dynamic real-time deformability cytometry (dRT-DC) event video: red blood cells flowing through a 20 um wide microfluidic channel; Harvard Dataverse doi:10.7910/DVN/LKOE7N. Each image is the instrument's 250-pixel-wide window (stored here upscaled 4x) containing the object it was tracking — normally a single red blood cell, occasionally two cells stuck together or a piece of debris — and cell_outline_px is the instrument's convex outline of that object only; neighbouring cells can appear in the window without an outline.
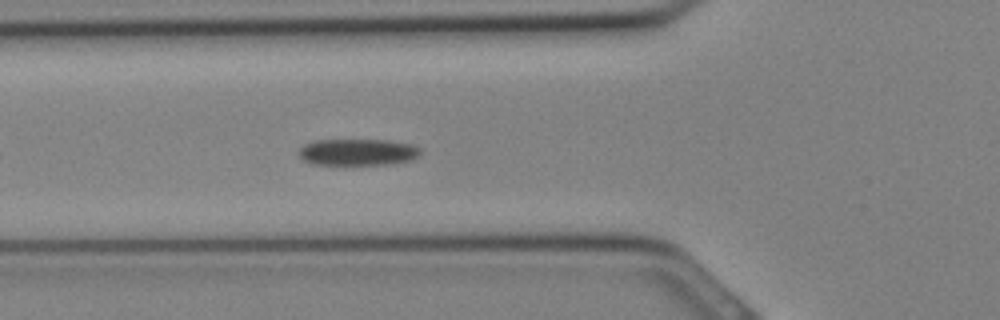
{"species": "Egyptian fruit bat (a non-hibernating species)", "species_latin": "Rousettus aegyptiacus", "temperature_condition": "cold", "stored_images_in_passage": 15, "camera_frame_rate_fps": 3000, "um_per_image_px": 0.085, "animal": {"sex": "female"}, "frame": {"image": 1, "passage_image": 5, "time_ms": 1.333, "image_size_px": [1000, 320], "cell_outline_px": [[420, 152], [416, 156], [408, 160], [388, 164], [312, 164], [304, 160], [300, 156], [300, 148], [304, 144], [312, 140], [384, 140], [412, 144], [420, 148]], "centroid_in_image_um": [30.37, 12.92], "position_along_channel_um": 95.4, "area_um2": 18.55}}
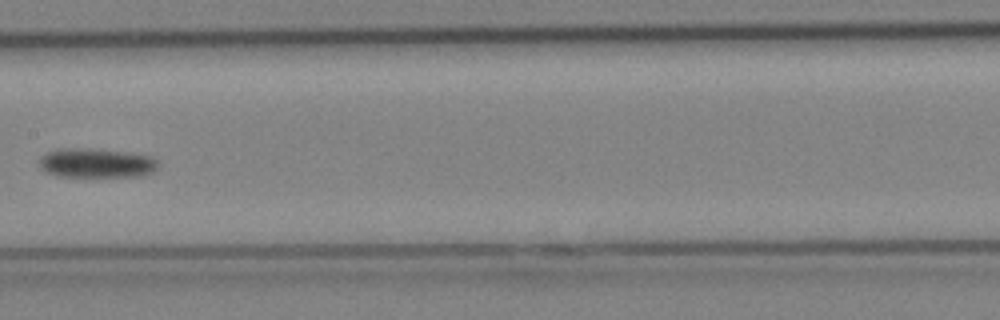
{"frame": {"image": 2, "passage_image": 10, "time_ms": 3.0, "image_size_px": [1000, 320], "cell_outline_px": [[156, 168], [152, 172], [140, 176], [92, 180], [56, 176], [44, 172], [40, 168], [40, 156], [48, 152], [60, 148], [92, 148], [124, 152], [152, 156], [156, 160]], "centroid_in_image_um": [8.14, 13.92], "position_along_channel_um": 199.3, "area_um2": 21.5}}
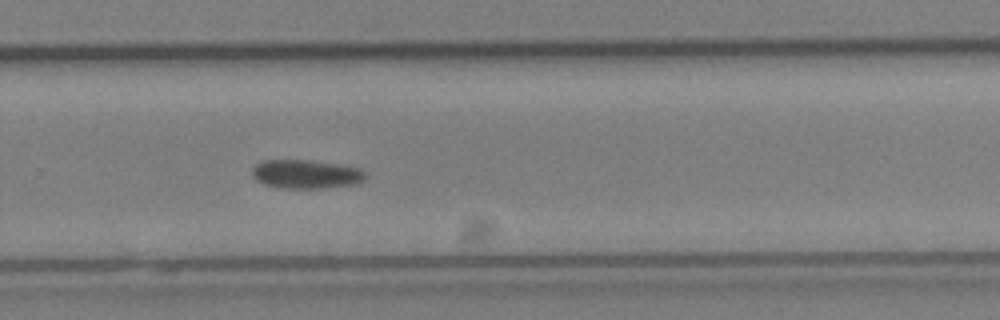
{"frame": {"image": 3, "passage_image": 15, "time_ms": 4.667, "image_size_px": [1000, 320], "cell_outline_px": [[368, 176], [364, 180], [352, 184], [324, 188], [280, 188], [264, 184], [256, 180], [252, 176], [252, 168], [256, 164], [264, 160], [308, 160], [340, 164], [360, 168]], "centroid_in_image_um": [26.0, 14.8], "position_along_channel_um": 303.8, "area_um2": 19.07}}